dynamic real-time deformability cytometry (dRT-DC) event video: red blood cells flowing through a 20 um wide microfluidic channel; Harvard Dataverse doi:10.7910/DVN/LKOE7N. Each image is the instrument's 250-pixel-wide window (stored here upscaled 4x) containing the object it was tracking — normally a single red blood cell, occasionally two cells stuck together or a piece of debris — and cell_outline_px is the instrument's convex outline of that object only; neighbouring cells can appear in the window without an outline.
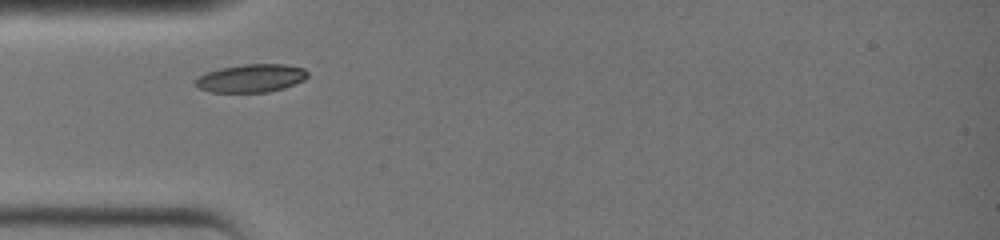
{"species": "common noctule bat (a hibernating species)", "species_latin": "Nyctalus noctula", "temperature_condition": "warm", "stored_images_in_passage": 4, "camera_frame_rate_fps": 3000, "um_per_image_px": 0.085, "animal": {"sex": "female", "body_mass_g": 19.0, "forearm_length_mm": 51.5}, "frame": {"image": 1, "passage_image": 1, "time_ms": 0.0, "image_size_px": [1000, 240], "cell_outline_px": [[308, 76], [304, 80], [284, 88], [268, 92], [208, 92], [192, 84], [192, 80], [204, 72], [220, 68], [244, 64], [284, 64], [304, 68], [308, 72]], "centroid_in_image_um": [21.29, 6.65], "position_along_channel_um": 63.7, "area_um2": 18.67}}